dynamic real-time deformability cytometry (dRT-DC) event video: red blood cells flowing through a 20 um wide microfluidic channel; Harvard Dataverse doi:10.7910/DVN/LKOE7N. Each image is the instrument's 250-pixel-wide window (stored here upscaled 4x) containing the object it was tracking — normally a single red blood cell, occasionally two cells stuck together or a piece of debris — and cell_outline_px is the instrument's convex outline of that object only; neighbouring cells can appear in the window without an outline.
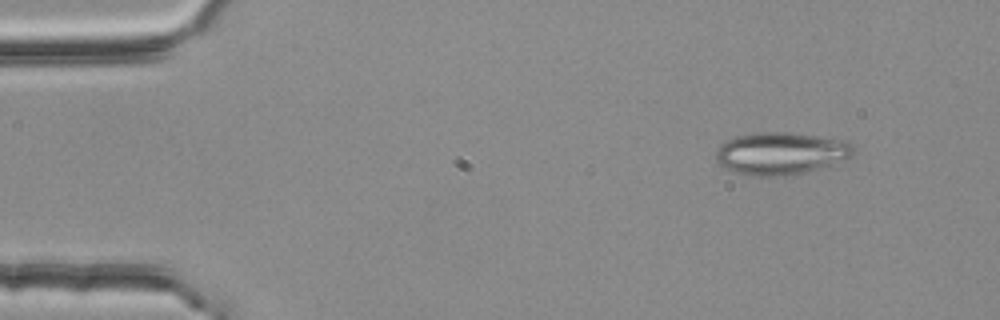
{"species": "common noctule bat (a hibernating species)", "species_latin": "Nyctalus noctula", "temperature_condition": "room temperature", "stored_images_in_passage": 3, "camera_frame_rate_fps": 3000, "um_per_image_px": 0.085, "animal": {"sex": "female", "body_mass_g": 25.1}, "frame": {"image": 1, "passage_image": 1, "time_ms": 0.0, "image_size_px": [1000, 320], "cell_outline_px": [[856, 152], [852, 156], [804, 172], [784, 176], [748, 176], [724, 168], [716, 160], [716, 148], [720, 144], [736, 136], [756, 132], [788, 132], [820, 136], [848, 140], [852, 144]], "centroid_in_image_um": [66.34, 13.02], "position_along_channel_um": 18.7, "area_um2": 33.99}}